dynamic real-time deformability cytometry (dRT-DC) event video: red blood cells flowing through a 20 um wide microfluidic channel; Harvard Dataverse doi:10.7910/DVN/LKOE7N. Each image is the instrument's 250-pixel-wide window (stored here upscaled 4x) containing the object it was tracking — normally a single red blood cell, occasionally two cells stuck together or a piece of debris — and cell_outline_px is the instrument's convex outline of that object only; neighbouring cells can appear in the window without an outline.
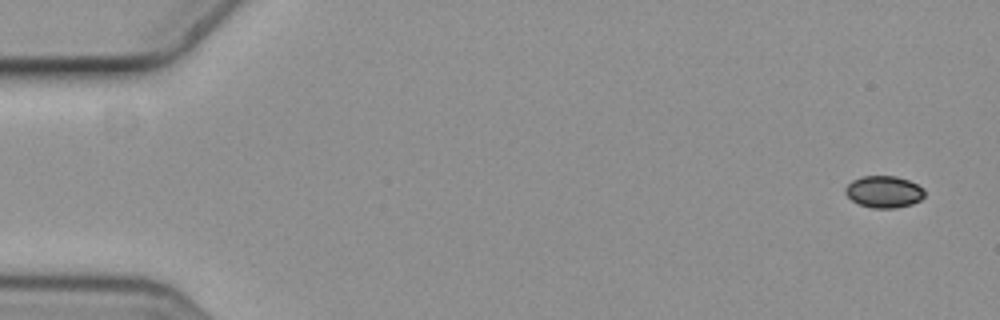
{"species": "common noctule bat (a hibernating species)", "species_latin": "Nyctalus noctula", "temperature_condition": "cold", "stored_images_in_passage": 5, "camera_frame_rate_fps": 3000, "um_per_image_px": 0.085, "animal": {"sex": "female", "body_mass_g": 19.3, "forearm_length_mm": 54.1}, "frame": {"image": 1, "passage_image": 1, "time_ms": 0.0, "image_size_px": [1000, 320], "cell_outline_px": [[924, 196], [920, 200], [912, 204], [896, 208], [872, 208], [860, 204], [852, 200], [844, 192], [844, 188], [852, 180], [864, 176], [896, 176], [908, 180], [924, 188]], "centroid_in_image_um": [75.13, 16.3], "position_along_channel_um": 9.9, "area_um2": 14.68}}
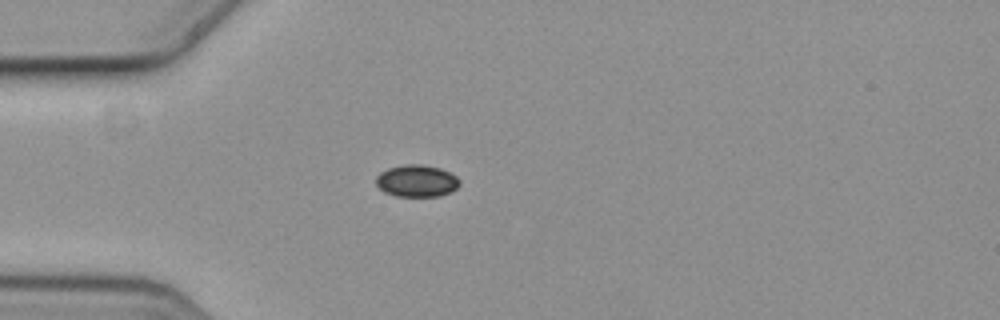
{"frame": {"image": 2, "passage_image": 5, "time_ms": 1.333, "image_size_px": [1000, 320], "cell_outline_px": [[460, 184], [456, 188], [440, 196], [396, 196], [384, 192], [376, 184], [376, 176], [380, 172], [388, 168], [404, 164], [424, 164], [440, 168], [456, 176], [460, 180]], "centroid_in_image_um": [35.4, 15.36], "position_along_channel_um": 49.6, "area_um2": 15.61}}